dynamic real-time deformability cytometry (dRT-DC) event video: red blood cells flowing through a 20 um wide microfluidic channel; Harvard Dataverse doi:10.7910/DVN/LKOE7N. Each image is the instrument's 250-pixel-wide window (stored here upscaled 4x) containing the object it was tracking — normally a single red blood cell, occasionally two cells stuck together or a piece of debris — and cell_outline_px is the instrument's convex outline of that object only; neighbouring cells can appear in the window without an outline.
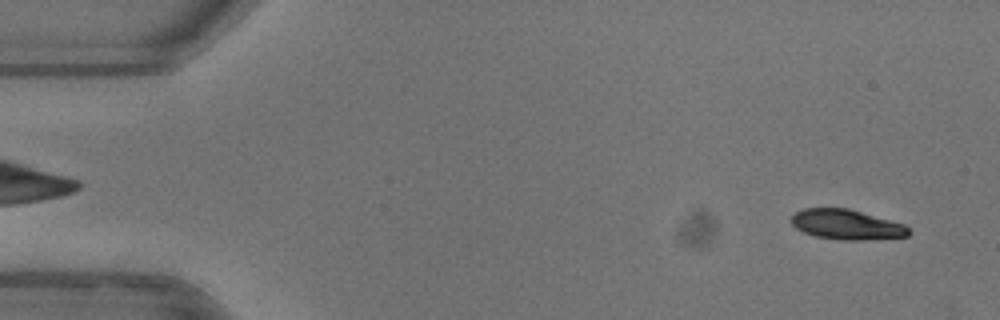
{"species": "common noctule bat (a hibernating species)", "species_latin": "Nyctalus noctula", "temperature_condition": "warm", "stored_images_in_passage": 52, "camera_frame_rate_fps": 3000, "um_per_image_px": 0.085, "animal": {"sex": "female"}, "frame": {"image": 1, "passage_image": 3, "time_ms": 0.667, "image_size_px": [1000, 320], "cell_outline_px": [[912, 232], [908, 236], [860, 240], [840, 240], [816, 236], [804, 232], [796, 228], [792, 224], [792, 216], [796, 212], [804, 208], [848, 208], [904, 224]], "centroid_in_image_um": [71.97, 19.09], "position_along_channel_um": 13.0, "area_um2": 20.35}}
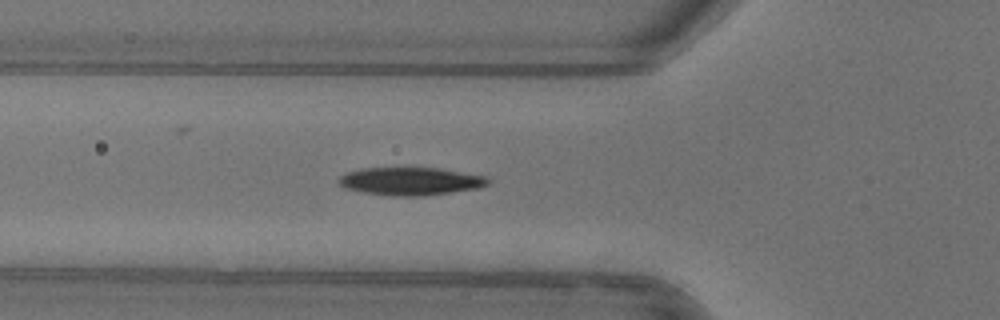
{"frame": {"image": 2, "passage_image": 18, "time_ms": 5.667, "image_size_px": [1000, 320], "cell_outline_px": [[488, 184], [480, 188], [420, 196], [392, 196], [364, 192], [344, 188], [336, 180], [340, 176], [348, 172], [360, 168], [440, 168], [484, 176], [488, 180]], "centroid_in_image_um": [34.86, 15.4], "position_along_channel_um": 90.9, "area_um2": 24.1}}
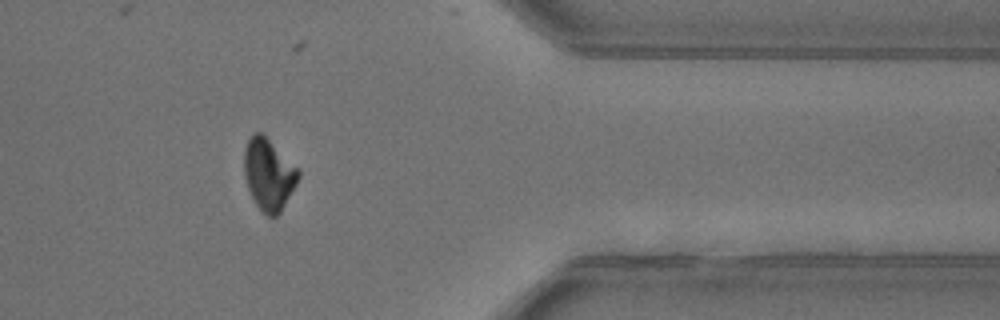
{"frame": {"image": 3, "passage_image": 42, "time_ms": 13.667, "image_size_px": [1000, 320], "cell_outline_px": [[300, 176], [296, 184], [280, 212], [276, 216], [268, 216], [256, 204], [248, 188], [244, 176], [244, 148], [248, 140], [256, 132], [260, 132], [300, 172]], "centroid_in_image_um": [22.81, 14.85], "position_along_channel_um": 388.6, "area_um2": 21.79}, "authors_computed_cell_mechanics": {"area_um2": 22.9177, "velocity_mm_per_s": 3.9776, "shape_relaxation_time_tau1_ms": 3.0193, "shape_relaxation_time_tau2_ms": null, "deformation_change_tau1": 0.1349, "deformation_change_tau2": null}}